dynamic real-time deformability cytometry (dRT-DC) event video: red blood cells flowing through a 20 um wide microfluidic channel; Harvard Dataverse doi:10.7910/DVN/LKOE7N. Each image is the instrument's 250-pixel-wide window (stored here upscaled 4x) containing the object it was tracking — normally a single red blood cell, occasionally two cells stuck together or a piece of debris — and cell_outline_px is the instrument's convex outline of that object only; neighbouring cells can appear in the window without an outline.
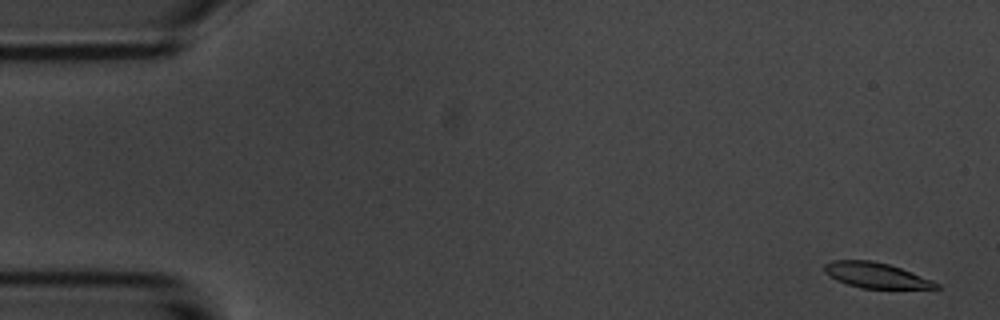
{"species": "common noctule bat (a hibernating species)", "species_latin": "Nyctalus noctula", "temperature_condition": "room temperature", "stored_images_in_passage": 54, "camera_frame_rate_fps": 3000, "um_per_image_px": 0.085, "animal": {"sex": "male", "body_mass_g": 20.1, "forearm_length_mm": 53.5}, "frame": {"image": 1, "passage_image": 2, "time_ms": 0.333, "image_size_px": [1000, 320], "cell_outline_px": [[940, 288], [860, 288], [836, 280], [824, 272], [824, 264], [832, 260], [872, 260], [888, 264], [900, 268], [932, 280], [940, 284]], "centroid_in_image_um": [74.42, 23.39], "position_along_channel_um": 10.6, "area_um2": 16.36}}
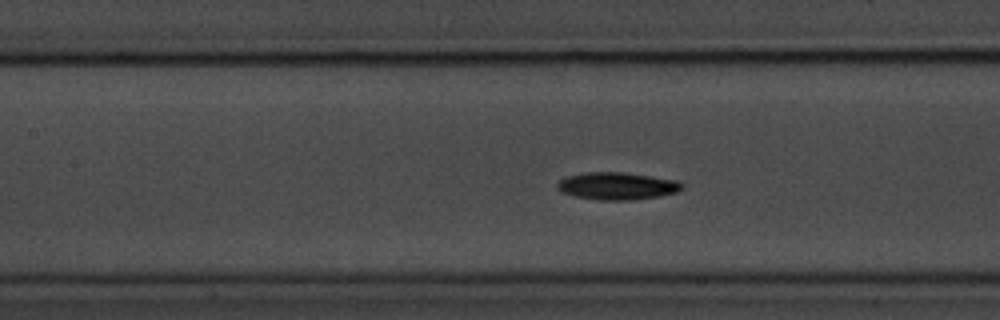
{"frame": {"image": 2, "passage_image": 24, "time_ms": 7.667, "image_size_px": [1000, 320], "cell_outline_px": [[684, 188], [676, 192], [660, 196], [628, 200], [600, 200], [576, 196], [564, 192], [556, 188], [556, 184], [560, 180], [568, 176], [584, 172], [624, 172], [676, 180], [684, 184]], "centroid_in_image_um": [52.47, 15.8], "position_along_channel_um": 154.9, "area_um2": 19.77}}
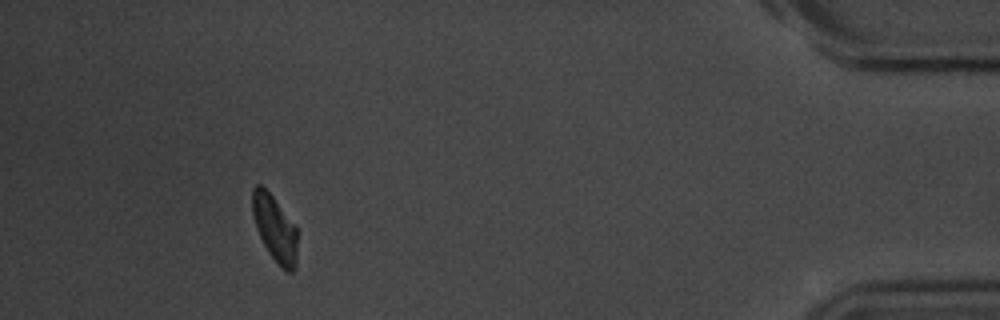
{"frame": {"image": 3, "passage_image": 50, "time_ms": 16.333, "image_size_px": [1000, 320], "cell_outline_px": [[296, 268], [292, 272], [288, 272], [268, 252], [256, 228], [252, 212], [252, 188], [256, 184], [260, 184], [272, 196], [296, 224]], "centroid_in_image_um": [23.35, 19.37], "position_along_channel_um": 411.8, "area_um2": 17.11}, "authors_computed_cell_mechanics": {"area_um2": 18.6116, "velocity_mm_per_s": 3.6695, "shape_relaxation_time_tau1_ms": 2.6458, "shape_relaxation_time_tau2_ms": null, "deformation_change_tau1": 0.1102, "deformation_change_tau2": null}}